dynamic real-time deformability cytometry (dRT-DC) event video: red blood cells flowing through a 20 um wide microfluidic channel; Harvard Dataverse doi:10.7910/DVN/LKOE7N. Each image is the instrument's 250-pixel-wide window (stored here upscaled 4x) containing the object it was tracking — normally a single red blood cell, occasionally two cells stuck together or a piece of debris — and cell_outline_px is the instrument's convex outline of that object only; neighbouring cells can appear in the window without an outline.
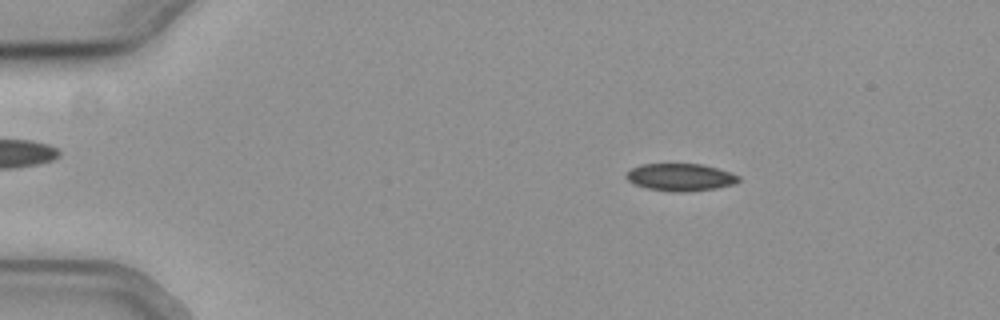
{"species": "common noctule bat (a hibernating species)", "species_latin": "Nyctalus noctula", "temperature_condition": "cold", "stored_images_in_passage": 54, "camera_frame_rate_fps": 3000, "um_per_image_px": 0.085, "animal": {"sex": "female", "body_mass_g": 19.3, "forearm_length_mm": 54.1}, "frame": {"image": 1, "passage_image": 9, "time_ms": 2.667, "image_size_px": [1000, 320], "cell_outline_px": [[740, 180], [732, 184], [716, 188], [684, 192], [668, 192], [648, 188], [636, 184], [628, 180], [624, 176], [632, 168], [640, 164], [700, 164], [716, 168], [740, 176]], "centroid_in_image_um": [57.81, 15.06], "position_along_channel_um": 27.2, "area_um2": 17.74}}
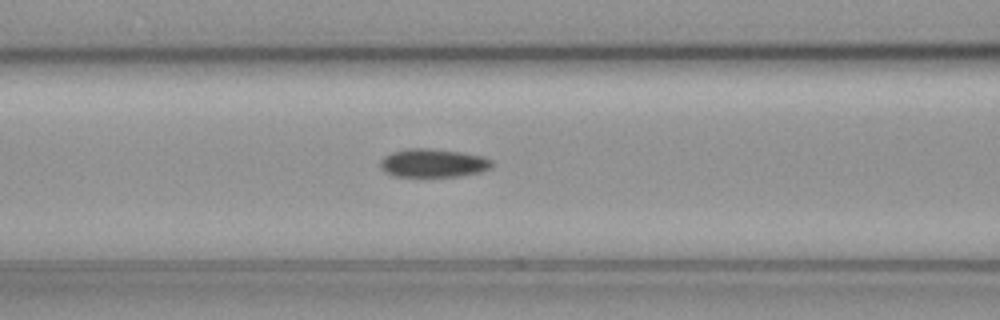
{"frame": {"image": 2, "passage_image": 23, "time_ms": 7.333, "image_size_px": [1000, 320], "cell_outline_px": [[492, 164], [488, 168], [480, 172], [460, 176], [392, 176], [384, 172], [380, 168], [380, 160], [384, 156], [392, 152], [408, 148], [428, 148], [460, 152], [484, 156], [492, 160]], "centroid_in_image_um": [36.78, 13.85], "position_along_channel_um": 129.8, "area_um2": 18.5}}
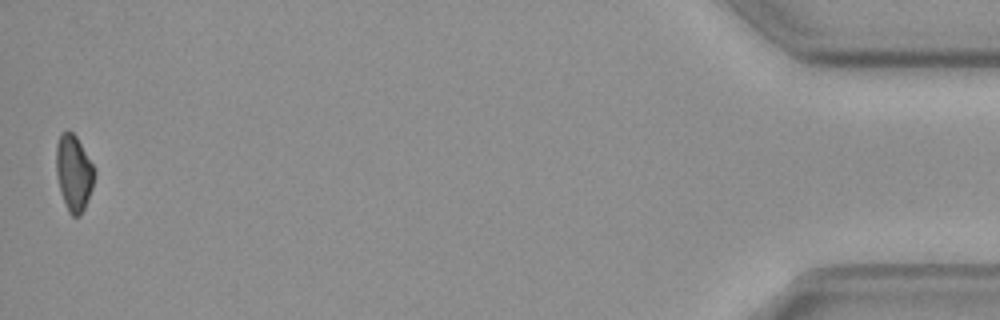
{"frame": {"image": 3, "passage_image": 54, "time_ms": 17.667, "image_size_px": [1000, 320], "cell_outline_px": [[96, 172], [92, 188], [84, 208], [80, 216], [72, 216], [68, 212], [60, 192], [56, 172], [56, 144], [60, 132], [68, 128], [76, 136], [92, 164]], "centroid_in_image_um": [6.25, 14.66], "position_along_channel_um": 429.0, "area_um2": 17.05}}